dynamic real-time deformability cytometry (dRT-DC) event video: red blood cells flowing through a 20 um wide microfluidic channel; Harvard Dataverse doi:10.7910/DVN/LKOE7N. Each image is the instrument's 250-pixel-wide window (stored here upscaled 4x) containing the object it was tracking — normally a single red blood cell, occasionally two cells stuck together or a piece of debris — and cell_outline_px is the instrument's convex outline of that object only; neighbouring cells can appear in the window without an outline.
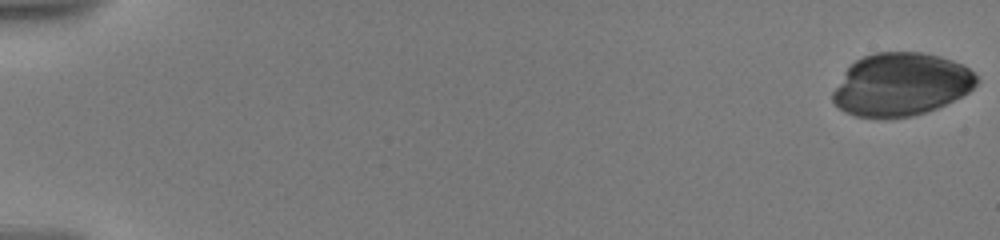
{"species": "human", "species_latin": "Homo sapiens", "temperature_condition": "warm", "stored_images_in_passage": 51, "camera_frame_rate_fps": 3000, "um_per_image_px": 0.085, "donor": {"sex": "male"}, "frame": {"image": 1, "passage_image": 1, "time_ms": 0.0, "image_size_px": [1000, 240], "cell_outline_px": [[980, 80], [968, 92], [936, 108], [912, 116], [884, 120], [856, 116], [844, 112], [832, 100], [832, 92], [844, 72], [856, 60], [864, 56], [876, 52], [924, 52], [940, 56], [964, 64]], "centroid_in_image_um": [76.56, 7.19], "position_along_channel_um": 8.4, "area_um2": 52.94}}
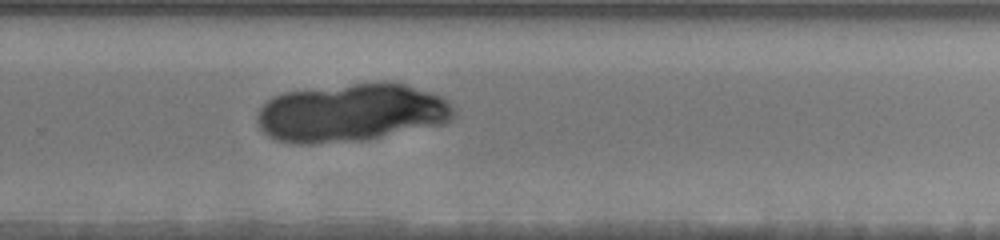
{"frame": {"image": 2, "passage_image": 36, "time_ms": 13.333, "image_size_px": [1000, 240], "cell_outline_px": [[456, 112], [444, 124], [368, 140], [312, 144], [292, 144], [276, 140], [268, 136], [256, 124], [256, 116], [260, 108], [272, 96], [284, 92], [380, 80], [384, 80], [404, 84], [444, 96], [456, 108]], "centroid_in_image_um": [29.88, 9.58], "position_along_channel_um": 299.9, "area_um2": 67.74}}
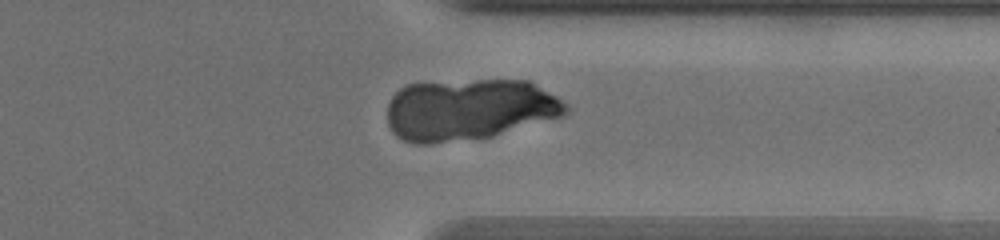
{"frame": {"image": 3, "passage_image": 43, "time_ms": 15.333, "image_size_px": [1000, 240], "cell_outline_px": [[572, 108], [564, 116], [492, 136], [432, 144], [412, 144], [396, 136], [392, 132], [388, 124], [388, 104], [392, 96], [400, 88], [408, 84], [476, 80], [528, 80], [556, 96], [568, 104]], "centroid_in_image_um": [39.89, 9.32], "position_along_channel_um": 371.5, "area_um2": 64.22}}